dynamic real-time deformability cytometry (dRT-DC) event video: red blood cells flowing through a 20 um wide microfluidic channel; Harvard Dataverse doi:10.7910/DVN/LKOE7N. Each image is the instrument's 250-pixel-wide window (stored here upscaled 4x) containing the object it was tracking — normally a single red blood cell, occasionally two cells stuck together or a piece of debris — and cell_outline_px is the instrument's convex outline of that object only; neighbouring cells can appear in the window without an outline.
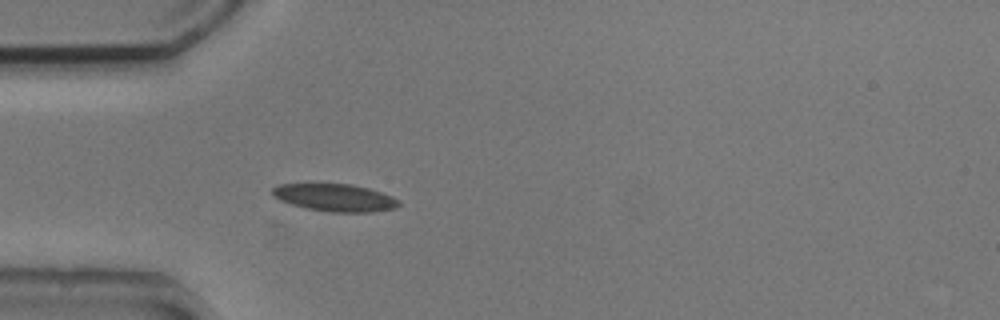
{"species": "common noctule bat (a hibernating species)", "species_latin": "Nyctalus noctula", "temperature_condition": "cold", "stored_images_in_passage": 25, "camera_frame_rate_fps": 3000, "um_per_image_px": 0.085, "animal": {"sex": "male", "body_mass_g": 20.5, "forearm_length_mm": 52.5}, "frame": {"image": 1, "passage_image": 1, "time_ms": 0.0, "image_size_px": [1000, 320], "cell_outline_px": [[400, 204], [396, 208], [372, 212], [328, 212], [308, 208], [292, 204], [280, 200], [272, 196], [272, 188], [280, 184], [352, 184], [368, 188], [392, 196], [400, 200]], "centroid_in_image_um": [28.49, 16.8], "position_along_channel_um": 56.5, "area_um2": 20.17}}
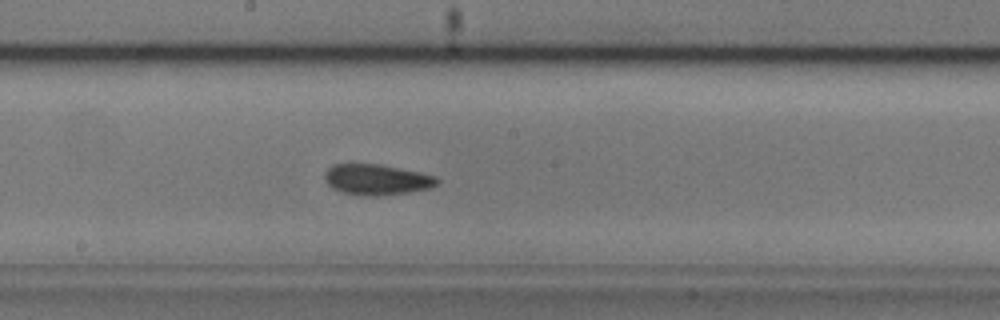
{"frame": {"image": 2, "passage_image": 14, "time_ms": 4.333, "image_size_px": [1000, 320], "cell_outline_px": [[440, 180], [436, 184], [428, 188], [408, 192], [372, 196], [368, 196], [340, 192], [332, 188], [324, 180], [324, 172], [332, 164], [380, 164], [420, 172], [436, 176]], "centroid_in_image_um": [31.98, 15.25], "position_along_channel_um": 216.2, "area_um2": 20.06}}
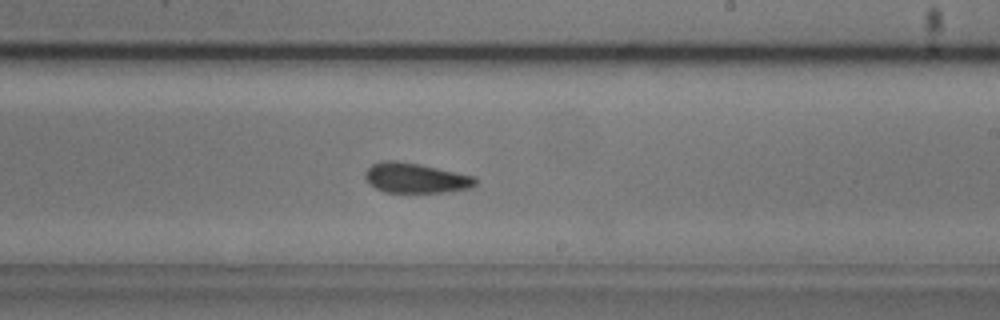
{"frame": {"image": 3, "passage_image": 17, "time_ms": 5.333, "image_size_px": [1000, 320], "cell_outline_px": [[476, 184], [472, 188], [444, 192], [384, 192], [376, 188], [364, 176], [368, 168], [372, 164], [380, 160], [396, 160], [476, 176]], "centroid_in_image_um": [35.34, 15.13], "position_along_channel_um": 253.7, "area_um2": 19.07}}